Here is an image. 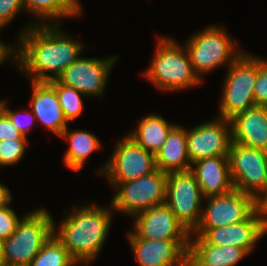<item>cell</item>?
Returning <instances> with one entry per match:
<instances>
[{
	"mask_svg": "<svg viewBox=\"0 0 267 266\" xmlns=\"http://www.w3.org/2000/svg\"><path fill=\"white\" fill-rule=\"evenodd\" d=\"M267 233V222L258 208L244 221L213 229H196L190 236L202 237L215 246H237L252 253L254 245Z\"/></svg>",
	"mask_w": 267,
	"mask_h": 266,
	"instance_id": "13",
	"label": "cell"
},
{
	"mask_svg": "<svg viewBox=\"0 0 267 266\" xmlns=\"http://www.w3.org/2000/svg\"><path fill=\"white\" fill-rule=\"evenodd\" d=\"M133 218L135 222L132 232L138 238L190 241V234L165 203L140 212Z\"/></svg>",
	"mask_w": 267,
	"mask_h": 266,
	"instance_id": "16",
	"label": "cell"
},
{
	"mask_svg": "<svg viewBox=\"0 0 267 266\" xmlns=\"http://www.w3.org/2000/svg\"><path fill=\"white\" fill-rule=\"evenodd\" d=\"M228 158L233 188L258 201L267 191V152L231 142Z\"/></svg>",
	"mask_w": 267,
	"mask_h": 266,
	"instance_id": "8",
	"label": "cell"
},
{
	"mask_svg": "<svg viewBox=\"0 0 267 266\" xmlns=\"http://www.w3.org/2000/svg\"><path fill=\"white\" fill-rule=\"evenodd\" d=\"M175 125L157 114L150 113L140 120L137 128L133 129L128 136L139 146L155 155Z\"/></svg>",
	"mask_w": 267,
	"mask_h": 266,
	"instance_id": "22",
	"label": "cell"
},
{
	"mask_svg": "<svg viewBox=\"0 0 267 266\" xmlns=\"http://www.w3.org/2000/svg\"><path fill=\"white\" fill-rule=\"evenodd\" d=\"M230 123L232 142L267 152V106L255 105Z\"/></svg>",
	"mask_w": 267,
	"mask_h": 266,
	"instance_id": "18",
	"label": "cell"
},
{
	"mask_svg": "<svg viewBox=\"0 0 267 266\" xmlns=\"http://www.w3.org/2000/svg\"><path fill=\"white\" fill-rule=\"evenodd\" d=\"M16 45L12 47L9 44L3 43L0 39V65L12 55V64H16ZM10 56V57H9ZM14 56V58H13Z\"/></svg>",
	"mask_w": 267,
	"mask_h": 266,
	"instance_id": "33",
	"label": "cell"
},
{
	"mask_svg": "<svg viewBox=\"0 0 267 266\" xmlns=\"http://www.w3.org/2000/svg\"><path fill=\"white\" fill-rule=\"evenodd\" d=\"M4 263L3 261V241L0 240V264Z\"/></svg>",
	"mask_w": 267,
	"mask_h": 266,
	"instance_id": "36",
	"label": "cell"
},
{
	"mask_svg": "<svg viewBox=\"0 0 267 266\" xmlns=\"http://www.w3.org/2000/svg\"><path fill=\"white\" fill-rule=\"evenodd\" d=\"M70 142V146L64 155V164L67 168L80 171L91 155L101 148L99 139L87 130H74L69 132L67 127L60 136Z\"/></svg>",
	"mask_w": 267,
	"mask_h": 266,
	"instance_id": "24",
	"label": "cell"
},
{
	"mask_svg": "<svg viewBox=\"0 0 267 266\" xmlns=\"http://www.w3.org/2000/svg\"><path fill=\"white\" fill-rule=\"evenodd\" d=\"M66 215L60 226L54 222L53 234L78 264L88 265L104 246L112 224L111 209L93 203L74 206Z\"/></svg>",
	"mask_w": 267,
	"mask_h": 266,
	"instance_id": "2",
	"label": "cell"
},
{
	"mask_svg": "<svg viewBox=\"0 0 267 266\" xmlns=\"http://www.w3.org/2000/svg\"><path fill=\"white\" fill-rule=\"evenodd\" d=\"M203 29L185 41L184 46L199 79L218 66L228 68L243 53L237 50L236 42L224 27L213 24Z\"/></svg>",
	"mask_w": 267,
	"mask_h": 266,
	"instance_id": "5",
	"label": "cell"
},
{
	"mask_svg": "<svg viewBox=\"0 0 267 266\" xmlns=\"http://www.w3.org/2000/svg\"><path fill=\"white\" fill-rule=\"evenodd\" d=\"M25 11L34 13L39 24H60L61 18L79 17L82 7L79 0H22ZM41 19V20H39ZM41 21V22H40ZM57 21V22H55Z\"/></svg>",
	"mask_w": 267,
	"mask_h": 266,
	"instance_id": "23",
	"label": "cell"
},
{
	"mask_svg": "<svg viewBox=\"0 0 267 266\" xmlns=\"http://www.w3.org/2000/svg\"><path fill=\"white\" fill-rule=\"evenodd\" d=\"M22 10H25L22 0H0V27L4 28Z\"/></svg>",
	"mask_w": 267,
	"mask_h": 266,
	"instance_id": "31",
	"label": "cell"
},
{
	"mask_svg": "<svg viewBox=\"0 0 267 266\" xmlns=\"http://www.w3.org/2000/svg\"><path fill=\"white\" fill-rule=\"evenodd\" d=\"M208 199L199 226L196 229H213L246 220L257 208V200L250 194L233 189L223 196Z\"/></svg>",
	"mask_w": 267,
	"mask_h": 266,
	"instance_id": "11",
	"label": "cell"
},
{
	"mask_svg": "<svg viewBox=\"0 0 267 266\" xmlns=\"http://www.w3.org/2000/svg\"><path fill=\"white\" fill-rule=\"evenodd\" d=\"M226 70L219 118L230 120L256 105L254 84L258 74V58L244 51Z\"/></svg>",
	"mask_w": 267,
	"mask_h": 266,
	"instance_id": "6",
	"label": "cell"
},
{
	"mask_svg": "<svg viewBox=\"0 0 267 266\" xmlns=\"http://www.w3.org/2000/svg\"><path fill=\"white\" fill-rule=\"evenodd\" d=\"M0 266H23V265H15V264L1 263Z\"/></svg>",
	"mask_w": 267,
	"mask_h": 266,
	"instance_id": "37",
	"label": "cell"
},
{
	"mask_svg": "<svg viewBox=\"0 0 267 266\" xmlns=\"http://www.w3.org/2000/svg\"><path fill=\"white\" fill-rule=\"evenodd\" d=\"M117 58V55L105 59L79 57L56 80L78 90L87 97L100 96L103 98L110 70L114 67Z\"/></svg>",
	"mask_w": 267,
	"mask_h": 266,
	"instance_id": "12",
	"label": "cell"
},
{
	"mask_svg": "<svg viewBox=\"0 0 267 266\" xmlns=\"http://www.w3.org/2000/svg\"><path fill=\"white\" fill-rule=\"evenodd\" d=\"M110 160L100 173L109 182H128L154 172L155 155L139 146L128 135L118 140Z\"/></svg>",
	"mask_w": 267,
	"mask_h": 266,
	"instance_id": "10",
	"label": "cell"
},
{
	"mask_svg": "<svg viewBox=\"0 0 267 266\" xmlns=\"http://www.w3.org/2000/svg\"><path fill=\"white\" fill-rule=\"evenodd\" d=\"M156 168L165 173L189 171L191 162L187 148V129L176 124L155 154Z\"/></svg>",
	"mask_w": 267,
	"mask_h": 266,
	"instance_id": "21",
	"label": "cell"
},
{
	"mask_svg": "<svg viewBox=\"0 0 267 266\" xmlns=\"http://www.w3.org/2000/svg\"><path fill=\"white\" fill-rule=\"evenodd\" d=\"M248 254L237 246H215L190 236L188 266H235Z\"/></svg>",
	"mask_w": 267,
	"mask_h": 266,
	"instance_id": "20",
	"label": "cell"
},
{
	"mask_svg": "<svg viewBox=\"0 0 267 266\" xmlns=\"http://www.w3.org/2000/svg\"><path fill=\"white\" fill-rule=\"evenodd\" d=\"M127 235L139 266H188L190 241L142 239L132 231Z\"/></svg>",
	"mask_w": 267,
	"mask_h": 266,
	"instance_id": "15",
	"label": "cell"
},
{
	"mask_svg": "<svg viewBox=\"0 0 267 266\" xmlns=\"http://www.w3.org/2000/svg\"><path fill=\"white\" fill-rule=\"evenodd\" d=\"M77 261L53 234L28 266H75Z\"/></svg>",
	"mask_w": 267,
	"mask_h": 266,
	"instance_id": "25",
	"label": "cell"
},
{
	"mask_svg": "<svg viewBox=\"0 0 267 266\" xmlns=\"http://www.w3.org/2000/svg\"><path fill=\"white\" fill-rule=\"evenodd\" d=\"M157 40L154 57L144 72L146 79L167 92L200 84L202 79L194 73L186 48L167 36Z\"/></svg>",
	"mask_w": 267,
	"mask_h": 266,
	"instance_id": "3",
	"label": "cell"
},
{
	"mask_svg": "<svg viewBox=\"0 0 267 266\" xmlns=\"http://www.w3.org/2000/svg\"><path fill=\"white\" fill-rule=\"evenodd\" d=\"M27 139H13L0 141V166L18 164L25 155Z\"/></svg>",
	"mask_w": 267,
	"mask_h": 266,
	"instance_id": "27",
	"label": "cell"
},
{
	"mask_svg": "<svg viewBox=\"0 0 267 266\" xmlns=\"http://www.w3.org/2000/svg\"><path fill=\"white\" fill-rule=\"evenodd\" d=\"M0 110L11 120L14 127L20 131L23 137L28 138L27 133L31 130L33 121L36 120L33 112L28 110H25V114L24 111L14 112L12 109L8 108L5 100H0ZM21 113H23V117L21 116Z\"/></svg>",
	"mask_w": 267,
	"mask_h": 266,
	"instance_id": "28",
	"label": "cell"
},
{
	"mask_svg": "<svg viewBox=\"0 0 267 266\" xmlns=\"http://www.w3.org/2000/svg\"><path fill=\"white\" fill-rule=\"evenodd\" d=\"M232 142L230 120L217 118L187 129V148L191 164L210 157L228 155Z\"/></svg>",
	"mask_w": 267,
	"mask_h": 266,
	"instance_id": "14",
	"label": "cell"
},
{
	"mask_svg": "<svg viewBox=\"0 0 267 266\" xmlns=\"http://www.w3.org/2000/svg\"><path fill=\"white\" fill-rule=\"evenodd\" d=\"M31 110L36 120L58 137L67 128L56 90L48 82L32 81Z\"/></svg>",
	"mask_w": 267,
	"mask_h": 266,
	"instance_id": "19",
	"label": "cell"
},
{
	"mask_svg": "<svg viewBox=\"0 0 267 266\" xmlns=\"http://www.w3.org/2000/svg\"><path fill=\"white\" fill-rule=\"evenodd\" d=\"M55 90L59 98L63 114L67 122L75 120L83 111V100L85 95L78 90L59 83L56 79L48 82Z\"/></svg>",
	"mask_w": 267,
	"mask_h": 266,
	"instance_id": "26",
	"label": "cell"
},
{
	"mask_svg": "<svg viewBox=\"0 0 267 266\" xmlns=\"http://www.w3.org/2000/svg\"><path fill=\"white\" fill-rule=\"evenodd\" d=\"M11 191L7 186L0 183V208L6 207L10 205L9 203L12 201Z\"/></svg>",
	"mask_w": 267,
	"mask_h": 266,
	"instance_id": "34",
	"label": "cell"
},
{
	"mask_svg": "<svg viewBox=\"0 0 267 266\" xmlns=\"http://www.w3.org/2000/svg\"><path fill=\"white\" fill-rule=\"evenodd\" d=\"M190 172L200 186L203 198L223 196L234 189L228 155L198 160L191 164Z\"/></svg>",
	"mask_w": 267,
	"mask_h": 266,
	"instance_id": "17",
	"label": "cell"
},
{
	"mask_svg": "<svg viewBox=\"0 0 267 266\" xmlns=\"http://www.w3.org/2000/svg\"><path fill=\"white\" fill-rule=\"evenodd\" d=\"M202 200L200 186L190 170L167 173L165 204L190 235L201 221Z\"/></svg>",
	"mask_w": 267,
	"mask_h": 266,
	"instance_id": "9",
	"label": "cell"
},
{
	"mask_svg": "<svg viewBox=\"0 0 267 266\" xmlns=\"http://www.w3.org/2000/svg\"><path fill=\"white\" fill-rule=\"evenodd\" d=\"M258 202V210L264 216L267 222V191L261 196Z\"/></svg>",
	"mask_w": 267,
	"mask_h": 266,
	"instance_id": "35",
	"label": "cell"
},
{
	"mask_svg": "<svg viewBox=\"0 0 267 266\" xmlns=\"http://www.w3.org/2000/svg\"><path fill=\"white\" fill-rule=\"evenodd\" d=\"M54 219L45 209H36L22 217L16 230L3 241V261L7 264H28L53 235Z\"/></svg>",
	"mask_w": 267,
	"mask_h": 266,
	"instance_id": "4",
	"label": "cell"
},
{
	"mask_svg": "<svg viewBox=\"0 0 267 266\" xmlns=\"http://www.w3.org/2000/svg\"><path fill=\"white\" fill-rule=\"evenodd\" d=\"M28 25L17 37L15 65L34 82L57 79L79 58L83 44L60 31L61 24L38 25L32 21Z\"/></svg>",
	"mask_w": 267,
	"mask_h": 266,
	"instance_id": "1",
	"label": "cell"
},
{
	"mask_svg": "<svg viewBox=\"0 0 267 266\" xmlns=\"http://www.w3.org/2000/svg\"><path fill=\"white\" fill-rule=\"evenodd\" d=\"M20 220L9 205L0 208V240H6L16 230Z\"/></svg>",
	"mask_w": 267,
	"mask_h": 266,
	"instance_id": "30",
	"label": "cell"
},
{
	"mask_svg": "<svg viewBox=\"0 0 267 266\" xmlns=\"http://www.w3.org/2000/svg\"><path fill=\"white\" fill-rule=\"evenodd\" d=\"M27 139L16 129L11 120L0 110V141Z\"/></svg>",
	"mask_w": 267,
	"mask_h": 266,
	"instance_id": "32",
	"label": "cell"
},
{
	"mask_svg": "<svg viewBox=\"0 0 267 266\" xmlns=\"http://www.w3.org/2000/svg\"><path fill=\"white\" fill-rule=\"evenodd\" d=\"M256 105L267 106V60L258 58V74L254 84Z\"/></svg>",
	"mask_w": 267,
	"mask_h": 266,
	"instance_id": "29",
	"label": "cell"
},
{
	"mask_svg": "<svg viewBox=\"0 0 267 266\" xmlns=\"http://www.w3.org/2000/svg\"><path fill=\"white\" fill-rule=\"evenodd\" d=\"M167 173L154 172L128 182H109L117 193L111 200L112 210L124 212L131 217L164 204L166 201Z\"/></svg>",
	"mask_w": 267,
	"mask_h": 266,
	"instance_id": "7",
	"label": "cell"
}]
</instances>
